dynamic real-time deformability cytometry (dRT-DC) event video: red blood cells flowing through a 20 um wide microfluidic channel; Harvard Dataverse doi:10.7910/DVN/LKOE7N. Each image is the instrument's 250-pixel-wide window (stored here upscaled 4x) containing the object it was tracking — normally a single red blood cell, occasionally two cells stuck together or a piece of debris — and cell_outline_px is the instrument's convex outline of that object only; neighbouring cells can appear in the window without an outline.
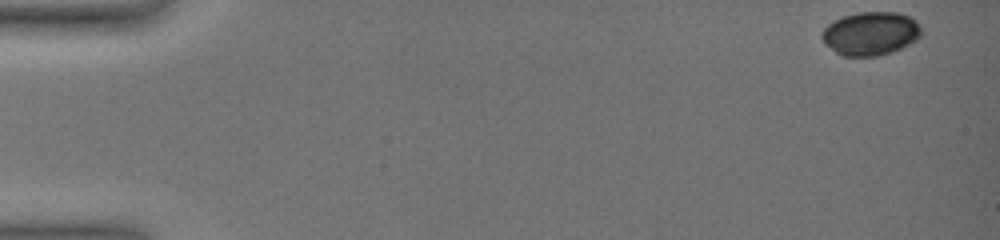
{"species": "common noctule bat (a hibernating species)", "species_latin": "Nyctalus noctula", "temperature_condition": "warm", "stored_images_in_passage": 55, "camera_frame_rate_fps": 3000, "um_per_image_px": 0.085, "animal": {"sex": "female", "body_mass_g": 19.0, "forearm_length_mm": 51.5}, "frame": {"image": 1, "passage_image": 1, "time_ms": 0.0, "image_size_px": [1000, 240], "cell_outline_px": [[920, 36], [916, 40], [892, 52], [880, 56], [844, 56], [836, 52], [824, 44], [820, 36], [824, 28], [832, 20], [844, 16], [860, 12], [896, 12], [908, 16], [916, 20], [920, 24]], "centroid_in_image_um": [73.98, 2.85], "position_along_channel_um": 11.0, "area_um2": 25.26}}
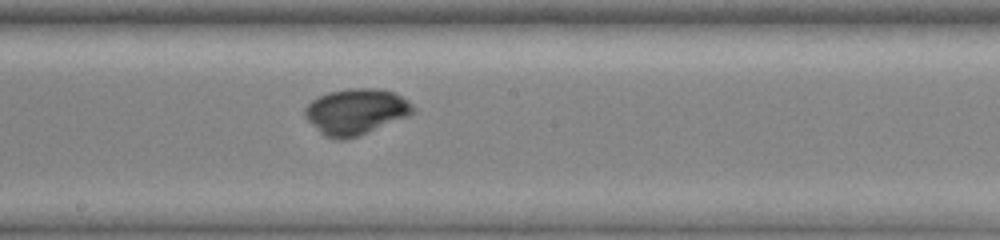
{"frame": {"image": 2, "passage_image": 31, "time_ms": 9.667, "image_size_px": [1000, 240], "cell_outline_px": [[416, 112], [408, 116], [360, 136], [348, 140], [336, 140], [324, 136], [304, 116], [304, 108], [312, 100], [328, 92], [348, 88], [376, 88], [392, 92], [408, 100], [416, 108]], "centroid_in_image_um": [30.26, 9.5], "position_along_channel_um": 217.9, "area_um2": 29.13}}
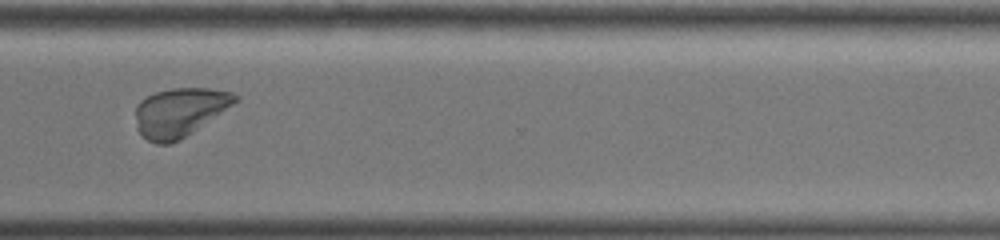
{"frame": {"image": 3, "passage_image": 42, "time_ms": 13.333, "image_size_px": [1000, 240], "cell_outline_px": [[240, 100], [180, 140], [168, 144], [156, 144], [148, 140], [136, 128], [136, 104], [140, 100], [156, 92], [172, 88], [208, 88], [236, 92]], "centroid_in_image_um": [15.29, 9.52], "position_along_channel_um": 355.3, "area_um2": 28.32}, "authors_computed_cell_mechanics": {"area_um2": 28.2642, "velocity_mm_per_s": 3.7356, "shape_relaxation_time_tau1_ms": 4.273, "shape_relaxation_time_tau2_ms": null, "deformation_change_tau1": 0.2028, "deformation_change_tau2": null}}